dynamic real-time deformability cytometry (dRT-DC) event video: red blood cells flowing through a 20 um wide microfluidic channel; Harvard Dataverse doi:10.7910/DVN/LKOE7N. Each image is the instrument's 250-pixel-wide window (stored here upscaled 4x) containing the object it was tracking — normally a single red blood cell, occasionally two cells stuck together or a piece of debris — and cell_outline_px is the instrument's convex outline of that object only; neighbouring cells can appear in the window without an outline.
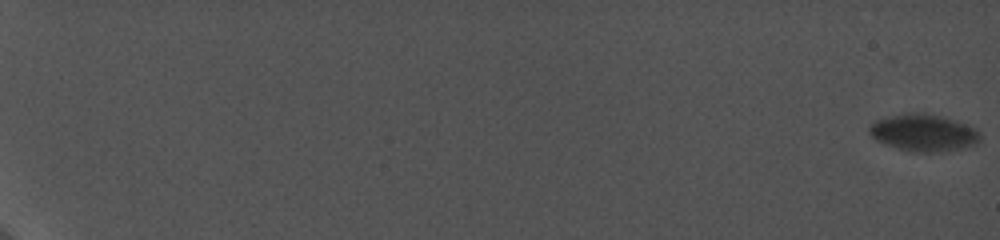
{"species": "common noctule bat (a hibernating species)", "species_latin": "Nyctalus noctula", "temperature_condition": "cold", "stored_images_in_passage": 60, "camera_frame_rate_fps": 5000, "um_per_image_px": 0.085, "animal": {"sex": "female", "body_mass_g": 19.0, "forearm_length_mm": 56.7}, "frame": {"image": 1, "passage_image": 1, "time_ms": 0.0, "image_size_px": [1000, 240], "cell_outline_px": [[980, 140], [976, 144], [960, 148], [932, 152], [916, 152], [900, 148], [876, 140], [868, 132], [868, 128], [876, 120], [904, 112], [924, 112], [956, 120], [980, 132]], "centroid_in_image_um": [78.49, 11.25], "position_along_channel_um": 6.5, "area_um2": 23.58}}
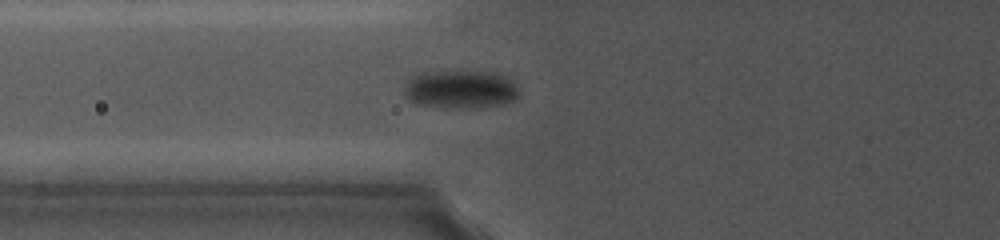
{"frame": {"image": 2, "passage_image": 32, "time_ms": 10.4, "image_size_px": [1000, 240], "cell_outline_px": [[520, 92], [516, 100], [500, 104], [472, 108], [456, 108], [416, 104], [408, 100], [404, 96], [404, 84], [408, 76], [420, 72], [492, 72], [504, 76], [512, 80]], "centroid_in_image_um": [39.08, 7.59], "position_along_channel_um": 86.7, "area_um2": 25.78}}
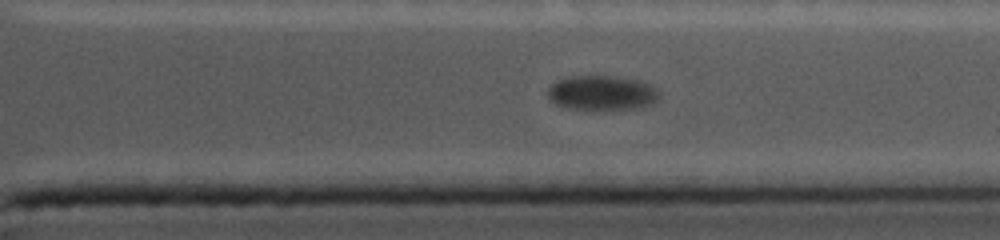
{"frame": {"image": 3, "passage_image": 54, "time_ms": 18.2, "image_size_px": [1000, 240], "cell_outline_px": [[660, 96], [652, 104], [640, 108], [600, 112], [564, 108], [556, 104], [548, 96], [548, 88], [556, 80], [568, 76], [616, 76], [644, 80], [652, 84], [660, 92]], "centroid_in_image_um": [51.21, 7.92], "position_along_channel_um": 360.2, "area_um2": 23.7}}